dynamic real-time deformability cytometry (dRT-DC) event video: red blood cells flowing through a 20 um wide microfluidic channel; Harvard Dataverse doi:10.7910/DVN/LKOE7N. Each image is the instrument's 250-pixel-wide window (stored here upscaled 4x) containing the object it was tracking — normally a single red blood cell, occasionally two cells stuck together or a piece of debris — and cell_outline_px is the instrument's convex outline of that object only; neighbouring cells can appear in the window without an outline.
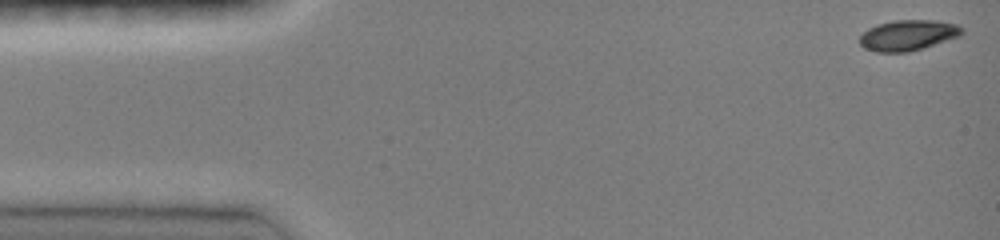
{"species": "common noctule bat (a hibernating species)", "species_latin": "Nyctalus noctula", "temperature_condition": "room temperature", "stored_images_in_passage": 46, "camera_frame_rate_fps": 3000, "um_per_image_px": 0.085, "animal": {"sex": "female", "body_mass_g": 19.0, "forearm_length_mm": 51.5}, "frame": {"image": 1, "passage_image": 1, "time_ms": 0.0, "image_size_px": [1000, 240], "cell_outline_px": [[964, 32], [960, 36], [924, 48], [908, 52], [876, 52], [864, 48], [860, 44], [860, 36], [868, 28], [876, 24], [896, 20], [936, 20], [956, 24], [964, 28]], "centroid_in_image_um": [77.2, 2.99], "position_along_channel_um": 7.8, "area_um2": 18.38}}
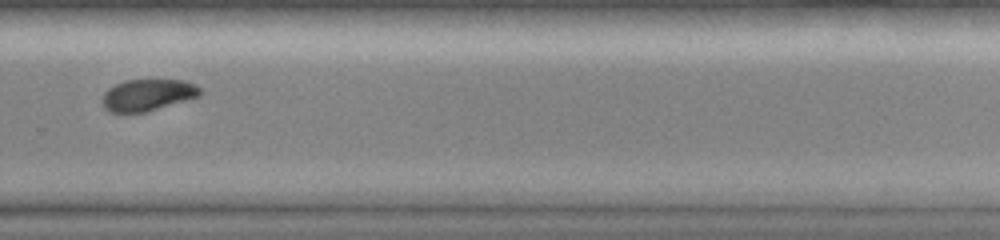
{"frame": {"image": 2, "passage_image": 33, "time_ms": 10.667, "image_size_px": [1000, 240], "cell_outline_px": [[200, 96], [144, 112], [108, 112], [104, 108], [104, 92], [108, 88], [124, 80], [184, 80], [196, 84], [200, 88]], "centroid_in_image_um": [12.56, 8.06], "position_along_channel_um": 317.2, "area_um2": 17.8}}
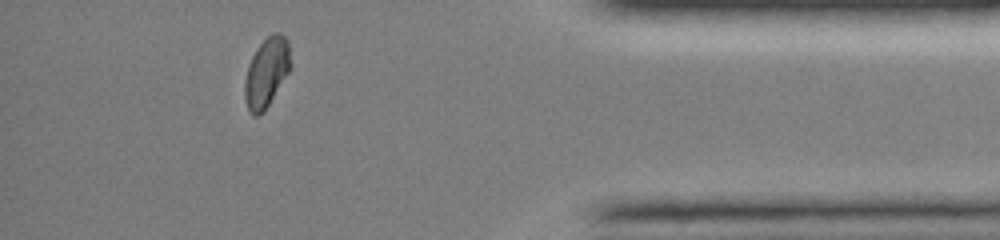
{"frame": {"image": 3, "passage_image": 42, "time_ms": 13.667, "image_size_px": [1000, 240], "cell_outline_px": [[288, 72], [264, 112], [260, 116], [252, 116], [248, 112], [244, 96], [244, 80], [248, 64], [256, 48], [272, 32], [280, 32], [288, 40]], "centroid_in_image_um": [22.59, 6.19], "position_along_channel_um": 412.6, "area_um2": 18.38}, "authors_computed_cell_mechanics": {"area_um2": 18.9006, "velocity_mm_per_s": 4.0163, "shape_relaxation_time_tau1_ms": 3.1975, "shape_relaxation_time_tau2_ms": null, "deformation_change_tau1": 0.1013, "deformation_change_tau2": null}}